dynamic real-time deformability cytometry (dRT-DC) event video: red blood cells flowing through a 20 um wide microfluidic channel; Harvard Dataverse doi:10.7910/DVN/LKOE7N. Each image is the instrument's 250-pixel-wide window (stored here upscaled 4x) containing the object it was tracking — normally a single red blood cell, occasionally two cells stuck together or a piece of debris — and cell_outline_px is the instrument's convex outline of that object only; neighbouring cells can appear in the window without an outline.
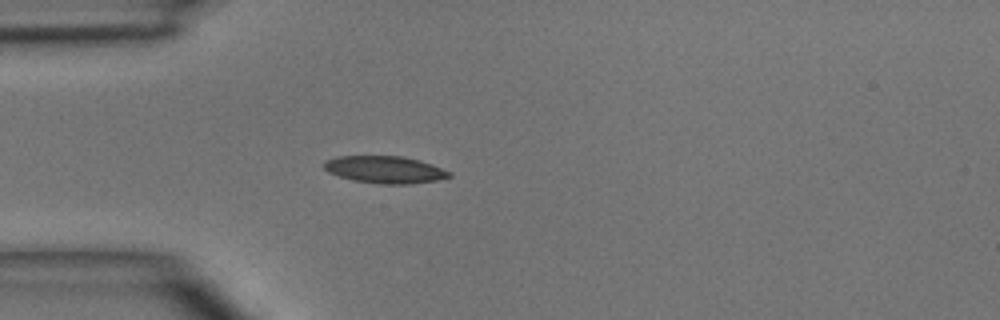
{"species": "common noctule bat (a hibernating species)", "species_latin": "Nyctalus noctula", "temperature_condition": "room temperature", "stored_images_in_passage": 2, "camera_frame_rate_fps": 3000, "um_per_image_px": 0.085, "animal": {"sex": "male", "body_mass_g": 15.6}, "frame": {"image": 1, "passage_image": 2, "time_ms": 1.0, "image_size_px": [1000, 320], "cell_outline_px": [[452, 176], [436, 180], [408, 184], [380, 184], [352, 180], [328, 172], [324, 168], [324, 160], [336, 156], [404, 156], [420, 160], [432, 164], [452, 172]], "centroid_in_image_um": [32.72, 14.41], "position_along_channel_um": 52.3, "area_um2": 19.94}}